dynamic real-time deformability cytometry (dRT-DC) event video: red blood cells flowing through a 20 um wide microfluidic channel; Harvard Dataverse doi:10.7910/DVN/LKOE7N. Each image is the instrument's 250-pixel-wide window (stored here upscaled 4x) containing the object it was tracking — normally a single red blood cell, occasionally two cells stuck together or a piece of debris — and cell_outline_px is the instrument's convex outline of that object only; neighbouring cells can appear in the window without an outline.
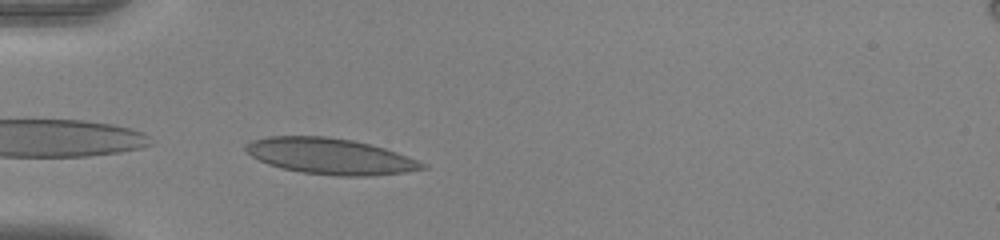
{"species": "human", "species_latin": "Homo sapiens", "temperature_condition": "warm", "stored_images_in_passage": 37, "camera_frame_rate_fps": 3000, "um_per_image_px": 0.085, "donor": {"sex": "female"}, "frame": {"image": 1, "passage_image": 1, "time_ms": 0.0, "image_size_px": [1000, 240], "cell_outline_px": [[428, 168], [404, 172], [368, 176], [336, 176], [300, 172], [280, 168], [268, 164], [252, 156], [244, 148], [244, 144], [252, 140], [268, 136], [324, 136], [352, 140], [384, 148], [396, 152], [428, 164]], "centroid_in_image_um": [28.05, 13.28], "position_along_channel_um": 56.9, "area_um2": 36.99}}
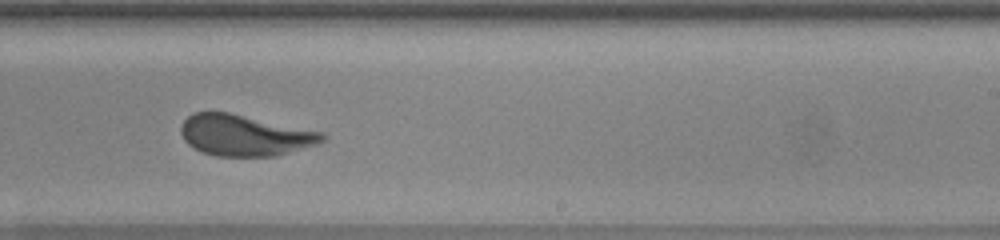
{"frame": {"image": 2, "passage_image": 18, "time_ms": 5.667, "image_size_px": [1000, 240], "cell_outline_px": [[328, 136], [324, 140], [316, 144], [276, 156], [216, 156], [204, 152], [188, 144], [184, 140], [180, 132], [180, 124], [192, 112], [228, 112], [324, 132]], "centroid_in_image_um": [20.79, 11.49], "position_along_channel_um": 268.2, "area_um2": 33.81}}
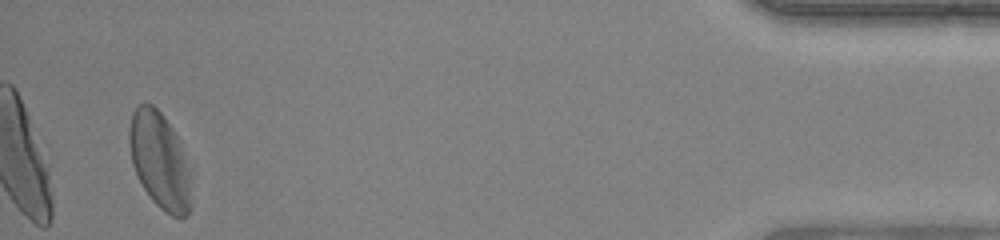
{"frame": {"image": 3, "passage_image": 35, "time_ms": 11.333, "image_size_px": [1000, 240], "cell_outline_px": [[192, 204], [188, 216], [172, 216], [164, 212], [152, 200], [144, 188], [132, 164], [128, 140], [128, 132], [132, 112], [140, 104], [152, 104], [164, 116], [180, 140], [188, 172]], "centroid_in_image_um": [13.56, 13.65], "position_along_channel_um": 421.6, "area_um2": 34.56}, "authors_computed_cell_mechanics": {"area_um2": 34.391, "velocity_mm_per_s": 3.9163, "shape_relaxation_time_tau1_ms": 4.0249, "shape_relaxation_time_tau2_ms": null, "deformation_change_tau1": 0.1405, "deformation_change_tau2": null}}